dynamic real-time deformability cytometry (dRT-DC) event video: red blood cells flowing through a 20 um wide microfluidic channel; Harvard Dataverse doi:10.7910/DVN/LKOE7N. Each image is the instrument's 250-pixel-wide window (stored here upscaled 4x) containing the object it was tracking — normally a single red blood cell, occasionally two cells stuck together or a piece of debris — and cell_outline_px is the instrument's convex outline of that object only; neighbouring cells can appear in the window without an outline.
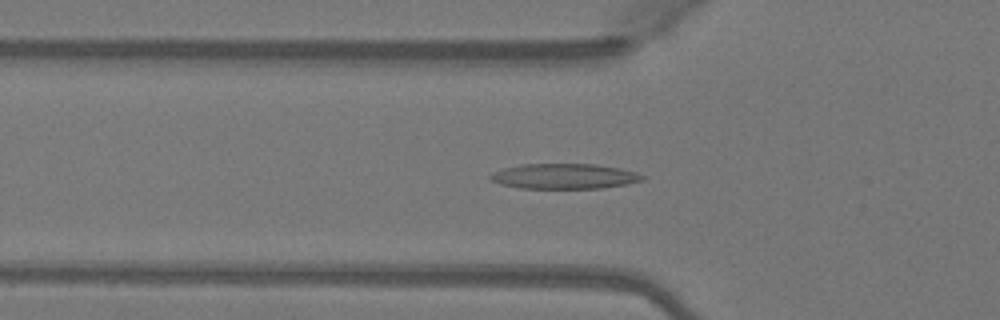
{"species": "Egyptian fruit bat (a non-hibernating species)", "species_latin": "Rousettus aegyptiacus", "temperature_condition": "warm", "stored_images_in_passage": 50, "camera_frame_rate_fps": 3000, "um_per_image_px": 0.085, "animal": {"sex": "female"}, "frame": {"image": 1, "passage_image": 17, "time_ms": 5.333, "image_size_px": [1000, 320], "cell_outline_px": [[644, 180], [624, 184], [600, 188], [520, 188], [500, 184], [492, 180], [488, 176], [492, 172], [504, 168], [520, 164], [592, 164], [620, 168], [636, 172], [644, 176]], "centroid_in_image_um": [47.93, 14.98], "position_along_channel_um": 77.9, "area_um2": 22.2}}
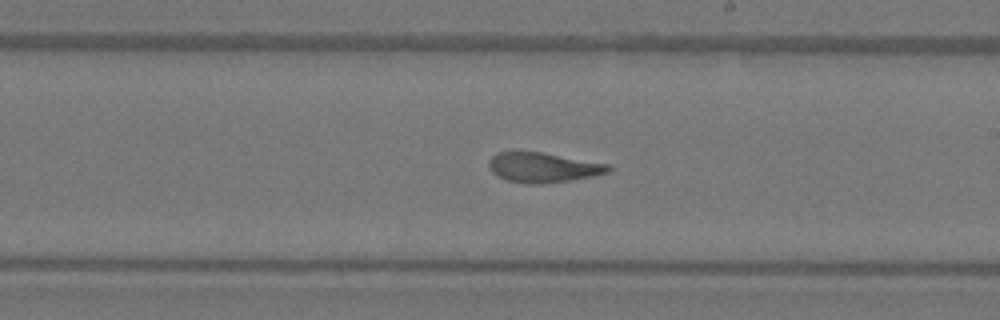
{"frame": {"image": 2, "passage_image": 29, "time_ms": 9.333, "image_size_px": [1000, 320], "cell_outline_px": [[612, 168], [608, 172], [592, 176], [572, 180], [536, 184], [528, 184], [504, 180], [492, 172], [488, 164], [488, 160], [496, 152], [544, 152], [608, 164]], "centroid_in_image_um": [46.13, 14.23], "position_along_channel_um": 242.9, "area_um2": 20.81}}
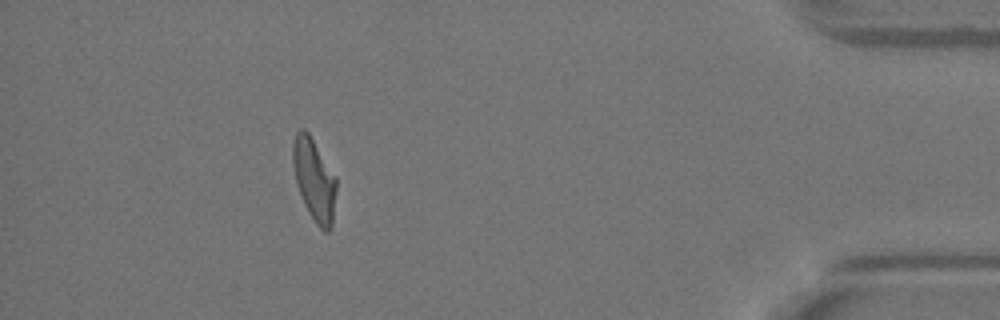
{"frame": {"image": 3, "passage_image": 45, "time_ms": 14.667, "image_size_px": [1000, 320], "cell_outline_px": [[336, 192], [332, 228], [328, 232], [324, 232], [316, 224], [308, 212], [304, 204], [296, 184], [292, 164], [292, 144], [296, 132], [300, 128], [304, 128], [308, 132], [336, 176]], "centroid_in_image_um": [26.7, 15.28], "position_along_channel_um": 408.5, "area_um2": 21.1}, "authors_computed_cell_mechanics": {"area_um2": 21.4438, "velocity_mm_per_s": 4.1071, "shape_relaxation_time_tau1_ms": 5.1507, "shape_relaxation_time_tau2_ms": 1.7279, "deformation_change_tau1": 0.2056, "deformation_change_tau2": 0.1012}}